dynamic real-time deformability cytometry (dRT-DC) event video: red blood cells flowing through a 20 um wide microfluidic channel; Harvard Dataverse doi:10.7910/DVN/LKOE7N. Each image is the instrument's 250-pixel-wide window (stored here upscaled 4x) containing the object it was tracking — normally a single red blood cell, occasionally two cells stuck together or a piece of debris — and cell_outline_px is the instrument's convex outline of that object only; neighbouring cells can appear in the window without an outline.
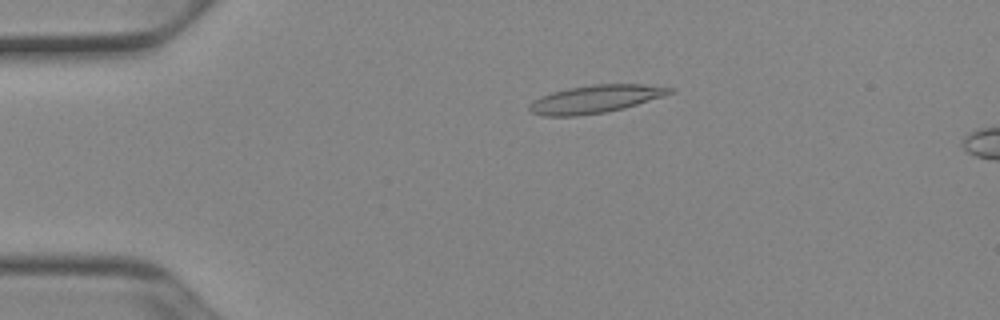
{"species": "Egyptian fruit bat (a non-hibernating species)", "species_latin": "Rousettus aegyptiacus", "temperature_condition": "cold", "stored_images_in_passage": 15, "camera_frame_rate_fps": 3000, "um_per_image_px": 0.085, "animal": {"sex": "female"}, "frame": {"image": 1, "passage_image": 11, "time_ms": 3.333, "image_size_px": [1000, 320], "cell_outline_px": [[676, 92], [664, 96], [624, 108], [608, 112], [576, 116], [544, 116], [532, 112], [528, 108], [528, 104], [540, 96], [552, 92], [568, 88], [592, 84], [644, 84], [676, 88]], "centroid_in_image_um": [50.64, 8.41], "position_along_channel_um": 34.4, "area_um2": 23.0}}